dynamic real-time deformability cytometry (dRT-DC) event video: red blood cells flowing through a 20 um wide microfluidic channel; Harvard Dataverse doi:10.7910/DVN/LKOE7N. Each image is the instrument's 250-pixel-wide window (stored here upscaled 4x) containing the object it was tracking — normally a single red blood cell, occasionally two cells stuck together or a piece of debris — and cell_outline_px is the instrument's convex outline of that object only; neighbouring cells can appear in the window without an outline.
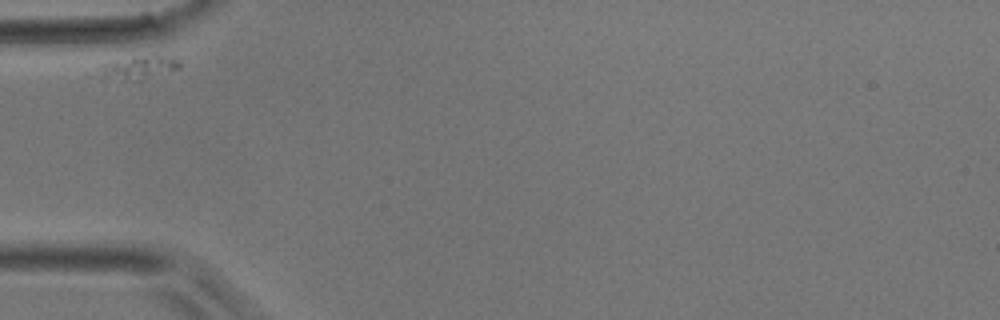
{"species": "common noctule bat (a hibernating species)", "species_latin": "Nyctalus noctula", "temperature_condition": "room temperature", "stored_images_in_passage": 7, "camera_frame_rate_fps": 3000, "um_per_image_px": 0.085, "animal": {"sex": "male", "body_mass_g": 17.9}, "frame": {"image": 1, "passage_image": 1, "time_ms": 0.0, "image_size_px": [1000, 320], "cell_outline_px": [[180, 68], [140, 80], [100, 80], [88, 76], [84, 72], [100, 64], [116, 60], [156, 56], [160, 56], [180, 60]], "centroid_in_image_um": [11.35, 5.83], "position_along_channel_um": 73.6, "area_um2": 11.62}}
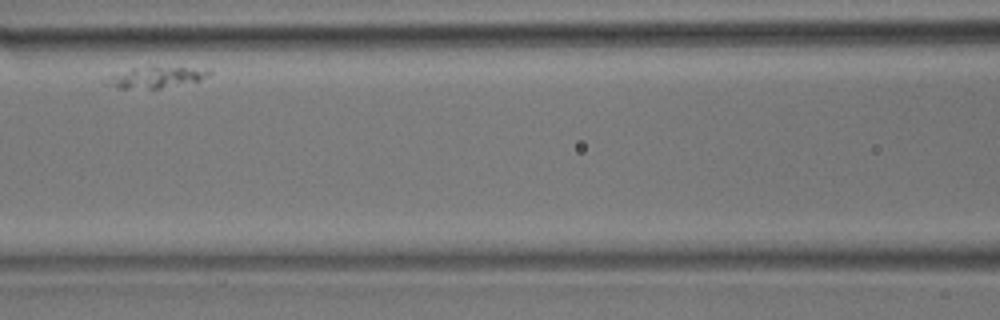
{"frame": {"image": 2, "passage_image": 3, "time_ms": 0.667, "image_size_px": [1000, 320], "cell_outline_px": [[212, 72], [208, 76], [200, 80], [160, 88], [116, 88], [100, 84], [100, 80], [132, 68], [148, 64], [184, 68]], "centroid_in_image_um": [13.06, 6.56], "position_along_channel_um": 153.5, "area_um2": 12.77}}
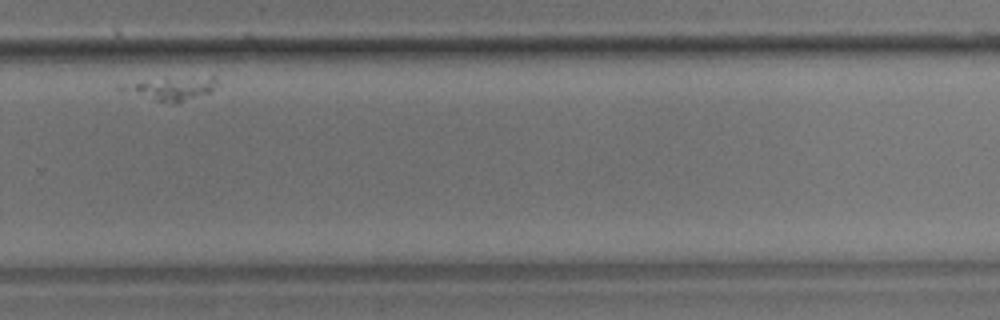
{"frame": {"image": 3, "passage_image": 7, "time_ms": 2.0, "image_size_px": [1000, 320], "cell_outline_px": [[220, 84], [208, 92], [176, 104], [156, 100], [136, 88], [136, 84], [164, 76], [216, 76]], "centroid_in_image_um": [15.11, 7.45], "position_along_channel_um": 314.7, "area_um2": 11.56}}